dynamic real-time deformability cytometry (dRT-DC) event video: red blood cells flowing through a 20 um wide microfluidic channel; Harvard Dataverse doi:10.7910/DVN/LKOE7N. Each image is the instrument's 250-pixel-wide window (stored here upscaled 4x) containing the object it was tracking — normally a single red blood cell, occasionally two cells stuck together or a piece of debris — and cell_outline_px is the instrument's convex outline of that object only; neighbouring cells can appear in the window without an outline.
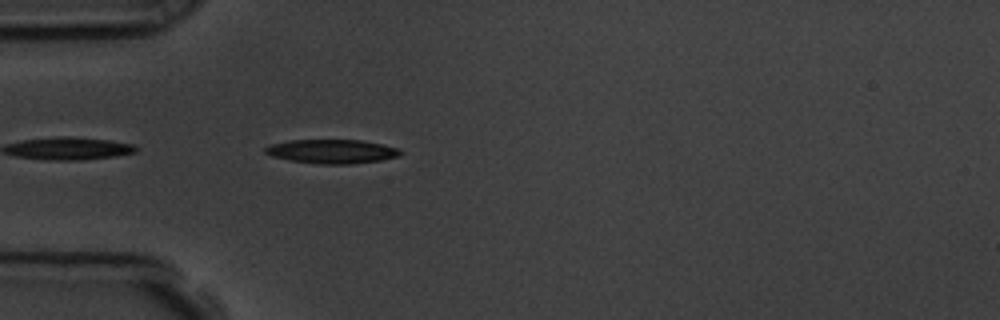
{"species": "common noctule bat (a hibernating species)", "species_latin": "Nyctalus noctula", "temperature_condition": "room temperature", "stored_images_in_passage": 32, "camera_frame_rate_fps": 3000, "um_per_image_px": 0.085, "animal": {"sex": "male", "body_mass_g": 19.5, "forearm_length_mm": 54.6}, "frame": {"image": 1, "passage_image": 2, "time_ms": 0.333, "image_size_px": [1000, 320], "cell_outline_px": [[404, 152], [400, 156], [380, 160], [352, 164], [320, 164], [288, 160], [272, 156], [264, 152], [264, 148], [272, 144], [288, 140], [364, 140], [384, 144], [400, 148]], "centroid_in_image_um": [28.26, 12.87], "position_along_channel_um": 56.7, "area_um2": 19.13}}
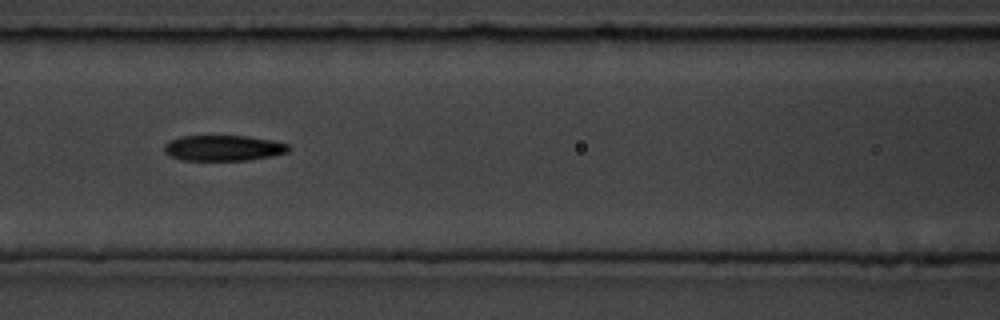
{"frame": {"image": 2, "passage_image": 10, "time_ms": 3.0, "image_size_px": [1000, 320], "cell_outline_px": [[292, 148], [288, 152], [248, 160], [184, 160], [172, 156], [164, 152], [164, 144], [168, 140], [180, 136], [244, 136], [268, 140], [288, 144]], "centroid_in_image_um": [18.94, 12.58], "position_along_channel_um": 147.7, "area_um2": 18.38}}
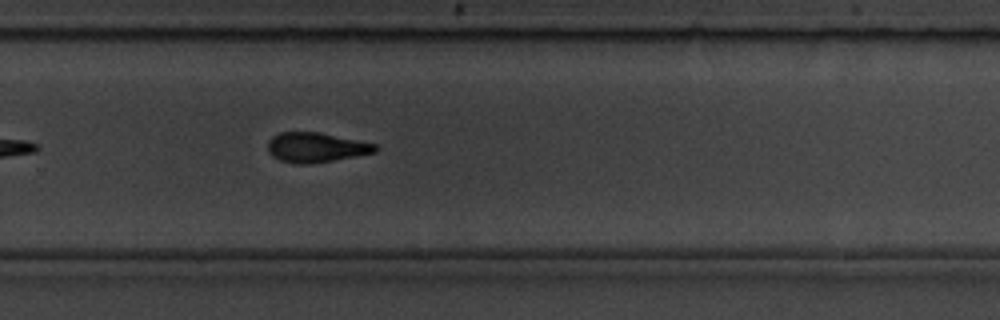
{"frame": {"image": 3, "passage_image": 23, "time_ms": 7.333, "image_size_px": [1000, 320], "cell_outline_px": [[380, 148], [376, 152], [356, 156], [308, 164], [292, 164], [280, 160], [272, 156], [268, 152], [268, 140], [272, 136], [280, 132], [316, 132], [376, 144]], "centroid_in_image_um": [26.82, 12.54], "position_along_channel_um": 303.0, "area_um2": 18.55}, "authors_computed_cell_mechanics": {"area_um2": 19.074, "velocity_mm_per_s": 3.5975, "shape_relaxation_time_tau1_ms": 4.032, "shape_relaxation_time_tau2_ms": 2.8989, "deformation_change_tau1": 0.1653, "deformation_change_tau2": 0.1122}}